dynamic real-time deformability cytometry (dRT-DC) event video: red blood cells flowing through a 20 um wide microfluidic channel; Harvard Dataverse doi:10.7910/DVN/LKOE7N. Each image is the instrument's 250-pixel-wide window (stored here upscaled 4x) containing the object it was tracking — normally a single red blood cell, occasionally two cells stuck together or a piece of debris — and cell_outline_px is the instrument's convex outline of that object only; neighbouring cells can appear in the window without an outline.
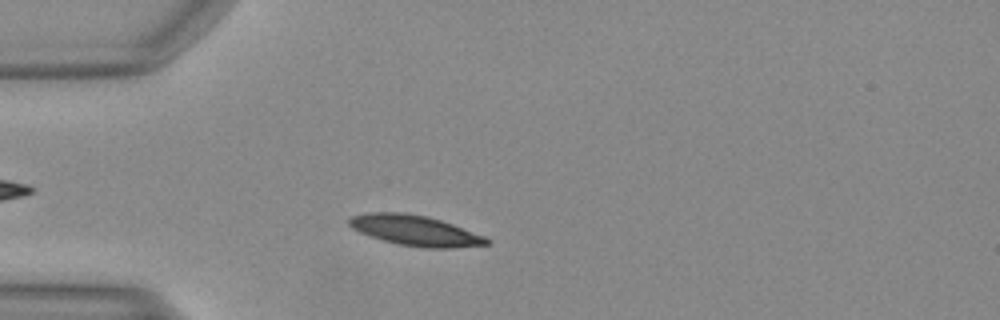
{"species": "Egyptian fruit bat (a non-hibernating species)", "species_latin": "Rousettus aegyptiacus", "temperature_condition": "warm", "stored_images_in_passage": 44, "camera_frame_rate_fps": 3000, "um_per_image_px": 0.085, "animal": {"sex": "female"}, "frame": {"image": 1, "passage_image": 8, "time_ms": 2.333, "image_size_px": [1000, 320], "cell_outline_px": [[492, 240], [488, 244], [452, 248], [424, 248], [400, 244], [384, 240], [360, 232], [352, 228], [348, 224], [348, 220], [352, 216], [368, 212], [404, 212], [428, 216], [452, 224], [484, 236]], "centroid_in_image_um": [35.29, 19.58], "position_along_channel_um": 49.7, "area_um2": 24.16}}
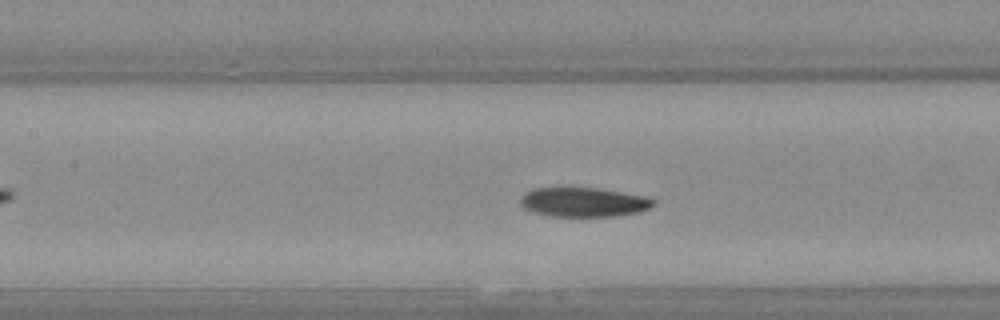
{"frame": {"image": 2, "passage_image": 17, "time_ms": 5.333, "image_size_px": [1000, 320], "cell_outline_px": [[656, 204], [640, 212], [616, 216], [548, 216], [532, 212], [524, 208], [520, 204], [520, 196], [524, 192], [532, 188], [600, 188], [644, 196], [656, 200]], "centroid_in_image_um": [49.58, 17.18], "position_along_channel_um": 157.8, "area_um2": 22.95}}
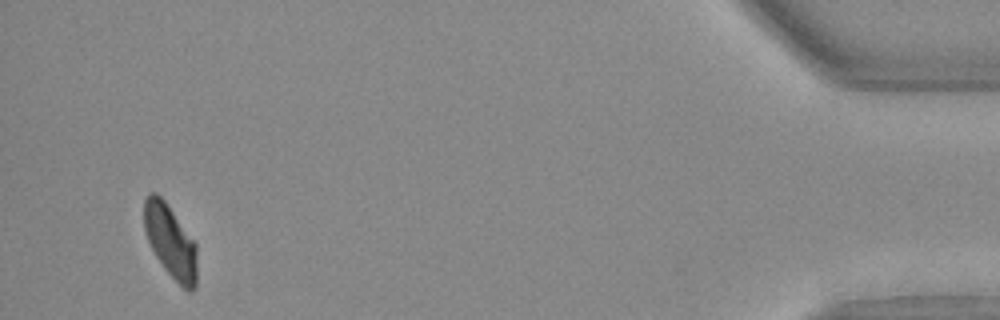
{"frame": {"image": 3, "passage_image": 42, "time_ms": 13.667, "image_size_px": [1000, 320], "cell_outline_px": [[196, 288], [192, 292], [188, 292], [164, 268], [156, 256], [148, 240], [144, 228], [144, 200], [148, 192], [156, 192], [164, 200], [196, 244]], "centroid_in_image_um": [14.48, 20.51], "position_along_channel_um": 420.7, "area_um2": 22.2}}